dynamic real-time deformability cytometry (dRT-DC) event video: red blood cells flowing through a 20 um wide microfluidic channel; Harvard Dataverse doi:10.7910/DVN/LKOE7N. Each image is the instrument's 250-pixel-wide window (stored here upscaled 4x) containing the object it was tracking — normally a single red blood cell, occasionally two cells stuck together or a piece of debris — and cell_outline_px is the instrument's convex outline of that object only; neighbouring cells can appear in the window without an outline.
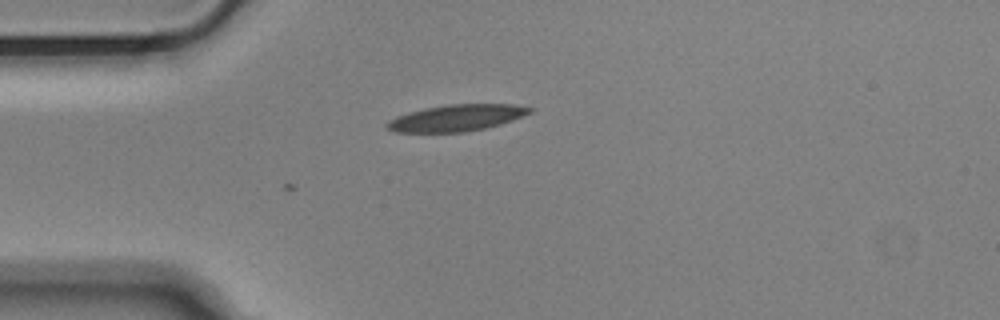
{"species": "Egyptian fruit bat (a non-hibernating species)", "species_latin": "Rousettus aegyptiacus", "temperature_condition": "cold", "stored_images_in_passage": 2, "camera_frame_rate_fps": 3000, "um_per_image_px": 0.085, "animal": {"sex": "male"}, "frame": {"image": 1, "passage_image": 2, "time_ms": 0.333, "image_size_px": [1000, 320], "cell_outline_px": [[536, 108], [532, 112], [512, 120], [500, 124], [484, 128], [464, 132], [396, 132], [388, 128], [384, 124], [388, 120], [396, 116], [408, 112], [424, 108], [448, 104], [516, 104]], "centroid_in_image_um": [38.81, 10.01], "position_along_channel_um": 46.2, "area_um2": 22.14}}